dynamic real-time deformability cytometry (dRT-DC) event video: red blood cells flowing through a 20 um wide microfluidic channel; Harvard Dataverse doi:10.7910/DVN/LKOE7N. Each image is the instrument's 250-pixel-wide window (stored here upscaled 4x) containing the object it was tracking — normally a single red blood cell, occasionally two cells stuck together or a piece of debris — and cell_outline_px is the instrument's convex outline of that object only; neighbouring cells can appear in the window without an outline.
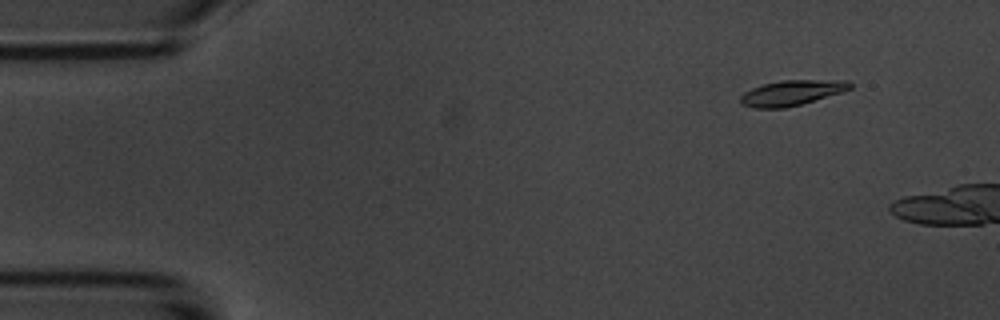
{"species": "common noctule bat (a hibernating species)", "species_latin": "Nyctalus noctula", "temperature_condition": "room temperature", "stored_images_in_passage": 3, "camera_frame_rate_fps": 3000, "um_per_image_px": 0.085, "animal": {"sex": "male", "body_mass_g": 20.1, "forearm_length_mm": 53.5}, "frame": {"image": 1, "passage_image": 1, "time_ms": 0.0, "image_size_px": [1000, 320], "cell_outline_px": [[852, 88], [844, 92], [800, 104], [784, 108], [752, 108], [740, 104], [740, 96], [744, 92], [752, 88], [764, 84], [784, 80], [848, 80], [852, 84]], "centroid_in_image_um": [67.31, 7.89], "position_along_channel_um": 17.7, "area_um2": 16.18}}